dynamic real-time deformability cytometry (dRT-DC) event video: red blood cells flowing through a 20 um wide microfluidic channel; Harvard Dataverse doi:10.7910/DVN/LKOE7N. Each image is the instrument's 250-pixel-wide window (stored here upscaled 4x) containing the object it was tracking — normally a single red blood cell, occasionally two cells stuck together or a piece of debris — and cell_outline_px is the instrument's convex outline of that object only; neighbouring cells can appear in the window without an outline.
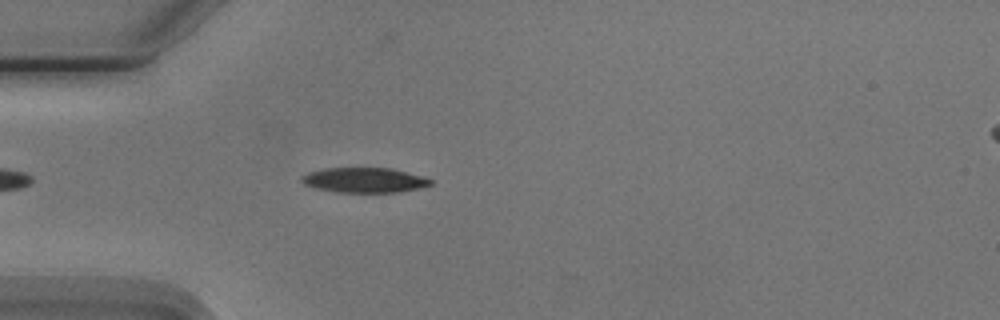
{"species": "Egyptian fruit bat (a non-hibernating species)", "species_latin": "Rousettus aegyptiacus", "temperature_condition": "cold", "stored_images_in_passage": 5, "camera_frame_rate_fps": 3000, "um_per_image_px": 0.085, "animal": {"sex": "male"}, "frame": {"image": 1, "passage_image": 5, "time_ms": 4.667, "image_size_px": [1000, 320], "cell_outline_px": [[432, 184], [420, 188], [396, 192], [340, 192], [316, 188], [304, 184], [300, 180], [300, 176], [308, 172], [324, 168], [392, 168], [420, 176], [432, 180]], "centroid_in_image_um": [30.93, 15.3], "position_along_channel_um": 54.1, "area_um2": 18.61}}